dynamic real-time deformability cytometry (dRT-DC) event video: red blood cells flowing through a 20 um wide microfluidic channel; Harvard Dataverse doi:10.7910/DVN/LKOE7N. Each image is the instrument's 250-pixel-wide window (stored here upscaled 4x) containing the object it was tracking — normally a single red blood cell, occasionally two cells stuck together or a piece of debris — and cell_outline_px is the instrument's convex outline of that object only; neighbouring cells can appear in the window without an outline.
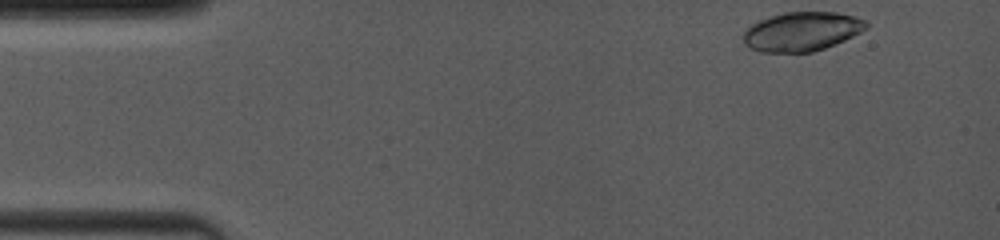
{"species": "common noctule bat (a hibernating species)", "species_latin": "Nyctalus noctula", "temperature_condition": "room temperature", "stored_images_in_passage": 12, "camera_frame_rate_fps": 4000, "um_per_image_px": 0.085, "animal": {"sex": "female", "body_mass_g": 19.0, "forearm_length_mm": 53.3}, "frame": {"image": 1, "passage_image": 1, "time_ms": 0.0, "image_size_px": [1000, 240], "cell_outline_px": [[868, 28], [844, 40], [824, 48], [812, 52], [760, 52], [748, 48], [744, 44], [744, 32], [756, 20], [784, 12], [836, 12], [868, 20]], "centroid_in_image_um": [68.14, 2.67], "position_along_channel_um": 16.9, "area_um2": 28.09}}
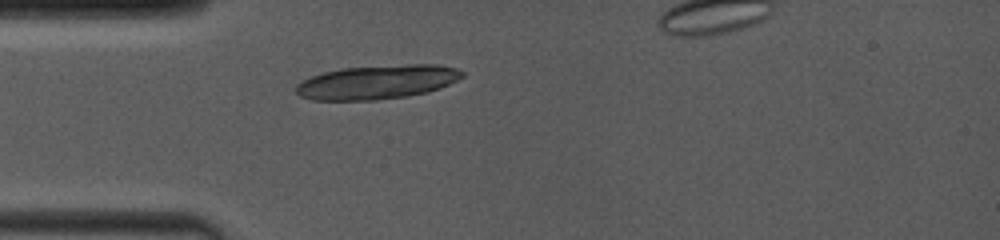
{"frame": {"image": 2, "passage_image": 12, "time_ms": 3.25, "image_size_px": [1000, 240], "cell_outline_px": [[464, 76], [440, 88], [428, 92], [408, 96], [376, 100], [312, 100], [300, 96], [296, 92], [296, 84], [312, 76], [324, 72], [344, 68], [408, 64], [436, 64], [456, 68], [464, 72]], "centroid_in_image_um": [32.07, 6.98], "position_along_channel_um": 52.9, "area_um2": 32.89}}